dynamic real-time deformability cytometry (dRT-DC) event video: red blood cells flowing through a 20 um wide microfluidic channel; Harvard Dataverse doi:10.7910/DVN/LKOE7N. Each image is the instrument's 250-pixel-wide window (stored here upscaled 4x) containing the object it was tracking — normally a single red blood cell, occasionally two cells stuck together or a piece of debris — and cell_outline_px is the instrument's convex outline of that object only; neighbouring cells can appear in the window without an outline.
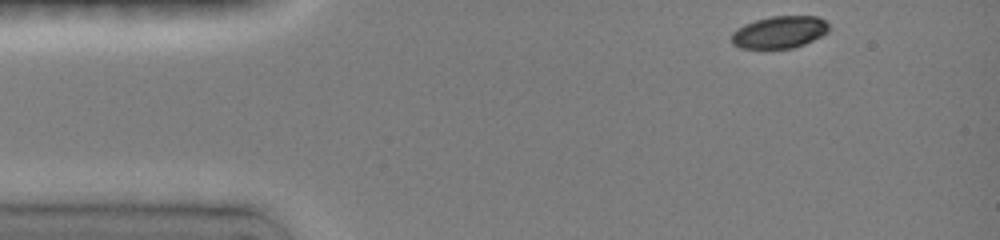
{"species": "common noctule bat (a hibernating species)", "species_latin": "Nyctalus noctula", "temperature_condition": "room temperature", "stored_images_in_passage": 38, "camera_frame_rate_fps": 3000, "um_per_image_px": 0.085, "animal": {"sex": "female", "body_mass_g": 19.0, "forearm_length_mm": 51.5}, "frame": {"image": 1, "passage_image": 1, "time_ms": 0.0, "image_size_px": [1000, 240], "cell_outline_px": [[828, 32], [804, 44], [792, 48], [740, 48], [732, 44], [732, 32], [744, 24], [756, 20], [772, 16], [816, 16], [824, 20], [828, 24]], "centroid_in_image_um": [66.24, 2.73], "position_along_channel_um": 18.8, "area_um2": 18.09}}
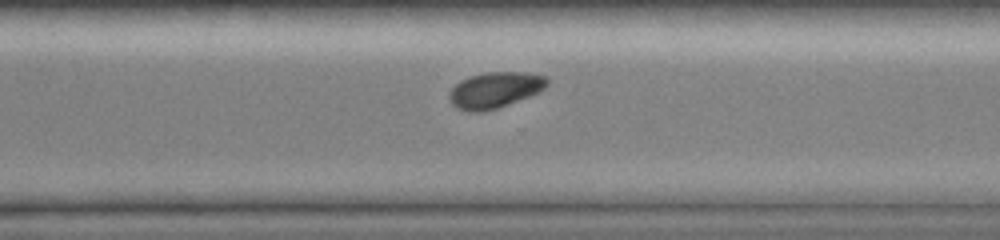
{"frame": {"image": 2, "passage_image": 29, "time_ms": 9.667, "image_size_px": [1000, 240], "cell_outline_px": [[548, 84], [544, 88], [528, 96], [496, 108], [484, 112], [468, 112], [456, 108], [452, 104], [448, 96], [452, 88], [460, 80], [484, 72], [524, 72], [544, 76], [548, 80]], "centroid_in_image_um": [42.02, 7.65], "position_along_channel_um": 328.6, "area_um2": 20.23}}
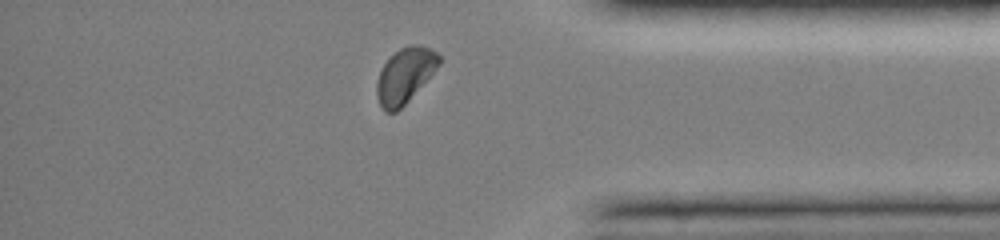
{"frame": {"image": 3, "passage_image": 35, "time_ms": 11.667, "image_size_px": [1000, 240], "cell_outline_px": [[440, 64], [408, 100], [396, 112], [384, 112], [376, 96], [376, 84], [380, 72], [384, 64], [400, 48], [416, 44], [420, 44], [432, 48], [440, 56]], "centroid_in_image_um": [34.41, 6.4], "position_along_channel_um": 400.8, "area_um2": 19.59}, "authors_computed_cell_mechanics": {"area_um2": 20.4323, "velocity_mm_per_s": 3.9814, "shape_relaxation_time_tau1_ms": 1.5216, "shape_relaxation_time_tau2_ms": null, "deformation_change_tau1": 0.0955, "deformation_change_tau2": null}}